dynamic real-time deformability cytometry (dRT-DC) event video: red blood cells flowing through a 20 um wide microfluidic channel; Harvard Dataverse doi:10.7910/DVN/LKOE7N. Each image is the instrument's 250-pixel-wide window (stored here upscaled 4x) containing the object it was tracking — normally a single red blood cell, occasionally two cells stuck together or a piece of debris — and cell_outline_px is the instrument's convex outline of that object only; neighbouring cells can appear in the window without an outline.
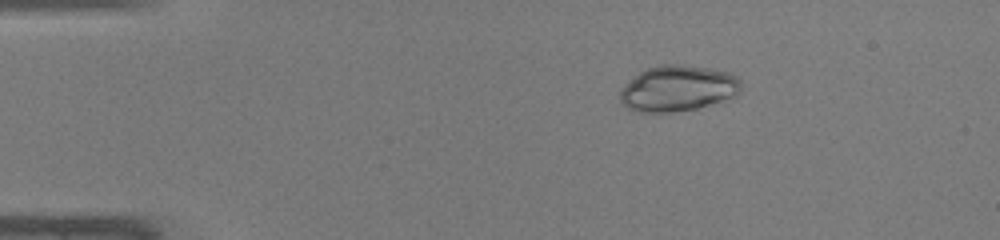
{"species": "common noctule bat (a hibernating species)", "species_latin": "Nyctalus noctula", "temperature_condition": "warm", "stored_images_in_passage": 41, "camera_frame_rate_fps": 3000, "um_per_image_px": 0.085, "animal": {"sex": "male", "body_mass_g": 19.0, "forearm_length_mm": 50.8}, "frame": {"image": 1, "passage_image": 2, "time_ms": 0.333, "image_size_px": [1000, 240], "cell_outline_px": [[740, 92], [736, 96], [696, 108], [672, 112], [636, 112], [628, 108], [620, 100], [620, 92], [640, 72], [648, 68], [660, 64], [680, 64], [708, 68], [728, 72], [736, 76], [740, 80]], "centroid_in_image_um": [57.64, 7.51], "position_along_channel_um": 27.4, "area_um2": 31.91}}
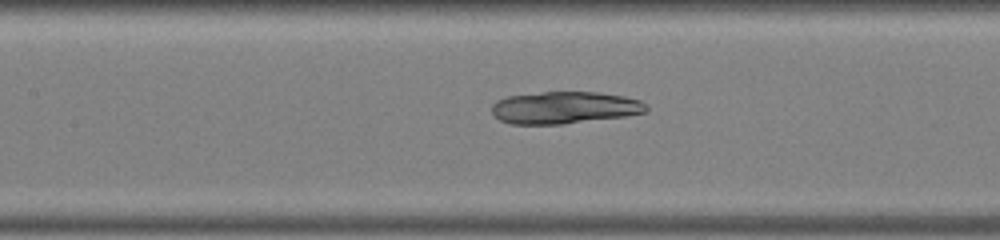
{"frame": {"image": 2, "passage_image": 16, "time_ms": 5.0, "image_size_px": [1000, 240], "cell_outline_px": [[648, 112], [624, 116], [564, 124], [512, 124], [500, 120], [492, 112], [492, 104], [496, 100], [508, 96], [540, 92], [600, 92], [624, 96], [640, 100], [648, 104]], "centroid_in_image_um": [48.01, 9.14], "position_along_channel_um": 159.4, "area_um2": 29.07}}
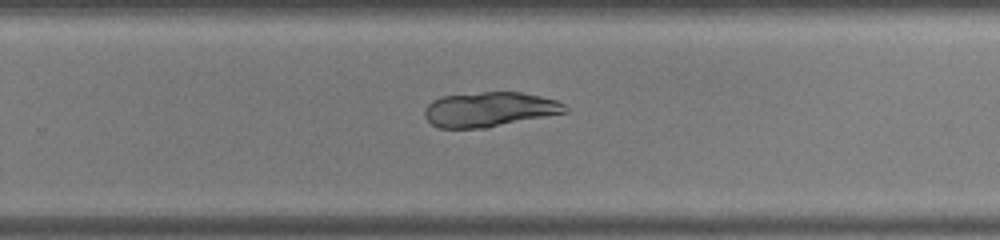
{"frame": {"image": 3, "passage_image": 25, "time_ms": 8.0, "image_size_px": [1000, 240], "cell_outline_px": [[568, 112], [488, 128], [440, 128], [432, 124], [424, 116], [424, 108], [432, 100], [440, 96], [484, 92], [520, 92], [540, 96], [556, 100], [564, 104], [568, 108]], "centroid_in_image_um": [41.6, 9.3], "position_along_channel_um": 288.2, "area_um2": 28.61}}